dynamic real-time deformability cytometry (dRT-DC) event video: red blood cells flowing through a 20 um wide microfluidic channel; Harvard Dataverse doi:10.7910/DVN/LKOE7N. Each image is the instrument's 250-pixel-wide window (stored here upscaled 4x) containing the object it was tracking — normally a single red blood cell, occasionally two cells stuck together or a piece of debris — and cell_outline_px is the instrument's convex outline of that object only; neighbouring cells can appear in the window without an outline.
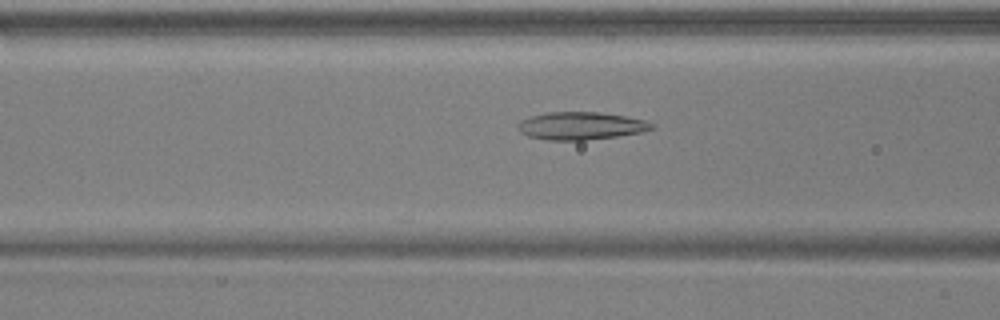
{"species": "common noctule bat (a hibernating species)", "species_latin": "Nyctalus noctula", "temperature_condition": "warm", "stored_images_in_passage": 53, "camera_frame_rate_fps": 3000, "um_per_image_px": 0.085, "animal": {"sex": "male", "body_mass_g": 17.9, "forearm_length_mm": 54.2}, "frame": {"image": 1, "passage_image": 21, "time_ms": 6.667, "image_size_px": [1000, 320], "cell_outline_px": [[656, 128], [640, 132], [616, 136], [584, 140], [548, 140], [528, 136], [520, 132], [516, 128], [516, 124], [520, 120], [528, 116], [548, 112], [600, 112], [624, 116], [644, 120], [656, 124]], "centroid_in_image_um": [49.33, 10.69], "position_along_channel_um": 117.3, "area_um2": 21.73}}
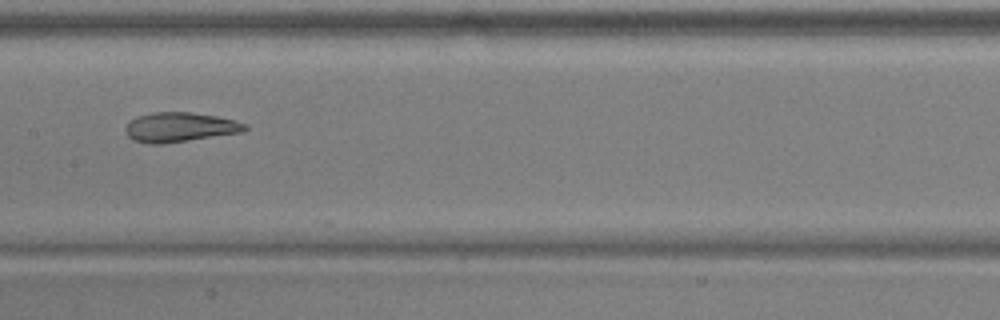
{"frame": {"image": 2, "passage_image": 27, "time_ms": 8.667, "image_size_px": [1000, 320], "cell_outline_px": [[248, 128], [240, 132], [164, 144], [152, 144], [132, 140], [124, 132], [124, 128], [128, 120], [136, 116], [152, 112], [192, 112], [216, 116], [236, 120], [248, 124]], "centroid_in_image_um": [15.23, 10.8], "position_along_channel_um": 192.2, "area_um2": 20.81}}
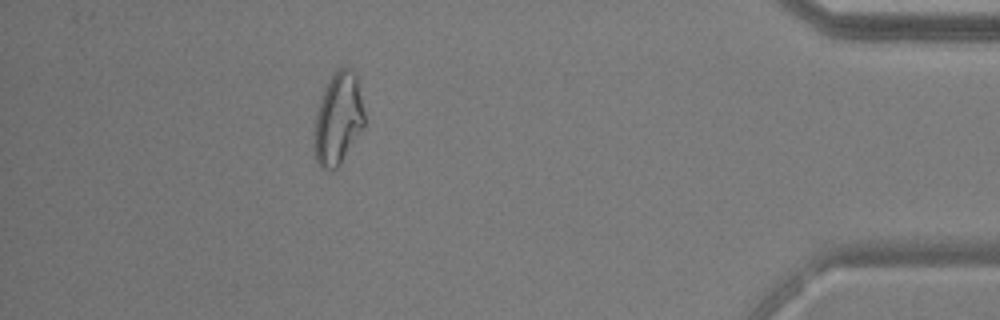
{"frame": {"image": 3, "passage_image": 48, "time_ms": 15.667, "image_size_px": [1000, 320], "cell_outline_px": [[364, 124], [340, 164], [332, 172], [324, 172], [320, 168], [316, 160], [316, 112], [324, 92], [332, 76], [340, 68], [352, 68], [356, 72], [364, 112]], "centroid_in_image_um": [28.76, 10.12], "position_along_channel_um": 406.4, "area_um2": 26.13}, "authors_computed_cell_mechanics": {"area_um2": 23.4668, "velocity_mm_per_s": 3.73, "shape_relaxation_time_tau1_ms": null, "shape_relaxation_time_tau2_ms": 2.1408, "deformation_change_tau1": null, "deformation_change_tau2": 0.0916}}